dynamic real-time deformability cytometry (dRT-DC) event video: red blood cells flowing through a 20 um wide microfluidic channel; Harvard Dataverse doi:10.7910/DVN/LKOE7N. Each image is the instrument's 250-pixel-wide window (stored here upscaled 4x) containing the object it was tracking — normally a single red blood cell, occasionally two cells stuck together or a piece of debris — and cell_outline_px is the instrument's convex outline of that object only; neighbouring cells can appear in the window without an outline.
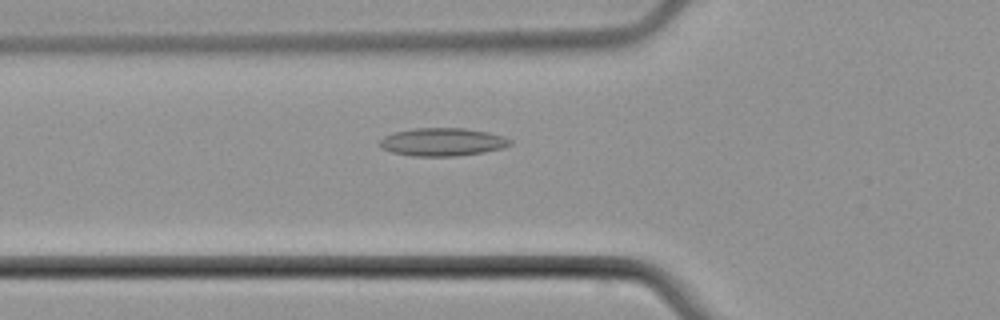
{"species": "common noctule bat (a hibernating species)", "species_latin": "Nyctalus noctula", "temperature_condition": "cold", "stored_images_in_passage": 5, "camera_frame_rate_fps": 3000, "um_per_image_px": 0.085, "animal": {"sex": "male", "body_mass_g": 21.5, "forearm_length_mm": 52.0}, "frame": {"image": 1, "passage_image": 5, "time_ms": 5.667, "image_size_px": [1000, 320], "cell_outline_px": [[512, 144], [500, 148], [484, 152], [456, 156], [412, 156], [392, 152], [380, 148], [380, 140], [384, 136], [392, 132], [412, 128], [464, 128], [488, 132], [504, 136], [512, 140]], "centroid_in_image_um": [37.58, 12.06], "position_along_channel_um": 88.2, "area_um2": 21.39}}